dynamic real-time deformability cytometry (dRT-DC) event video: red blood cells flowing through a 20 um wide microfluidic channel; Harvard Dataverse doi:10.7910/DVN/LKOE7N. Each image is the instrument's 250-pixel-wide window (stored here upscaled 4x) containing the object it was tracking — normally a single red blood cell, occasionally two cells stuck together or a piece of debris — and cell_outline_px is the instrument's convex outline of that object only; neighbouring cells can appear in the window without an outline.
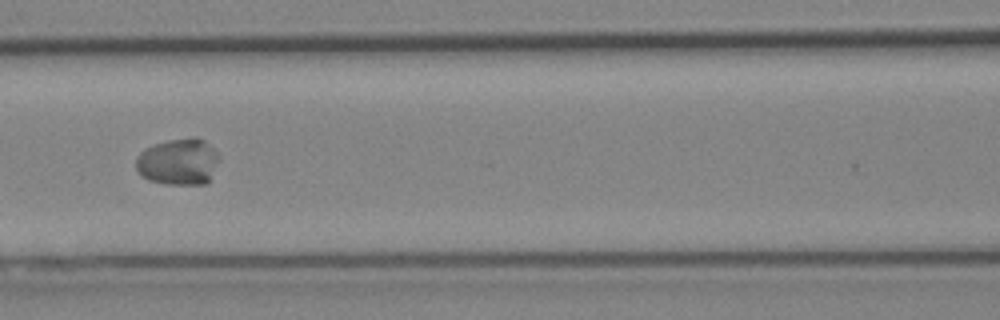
{"species": "Egyptian fruit bat (a non-hibernating species)", "species_latin": "Rousettus aegyptiacus", "temperature_condition": "cold", "stored_images_in_passage": 8, "camera_frame_rate_fps": 3000, "um_per_image_px": 0.085, "animal": {"sex": "female"}, "frame": {"image": 1, "passage_image": 7, "time_ms": 2.0, "image_size_px": [1000, 320], "cell_outline_px": [[220, 160], [208, 184], [164, 184], [148, 180], [140, 176], [136, 172], [136, 156], [144, 148], [152, 144], [168, 140], [192, 136], [196, 136], [204, 140], [216, 152]], "centroid_in_image_um": [15.14, 13.75], "position_along_channel_um": 151.5, "area_um2": 23.12}}